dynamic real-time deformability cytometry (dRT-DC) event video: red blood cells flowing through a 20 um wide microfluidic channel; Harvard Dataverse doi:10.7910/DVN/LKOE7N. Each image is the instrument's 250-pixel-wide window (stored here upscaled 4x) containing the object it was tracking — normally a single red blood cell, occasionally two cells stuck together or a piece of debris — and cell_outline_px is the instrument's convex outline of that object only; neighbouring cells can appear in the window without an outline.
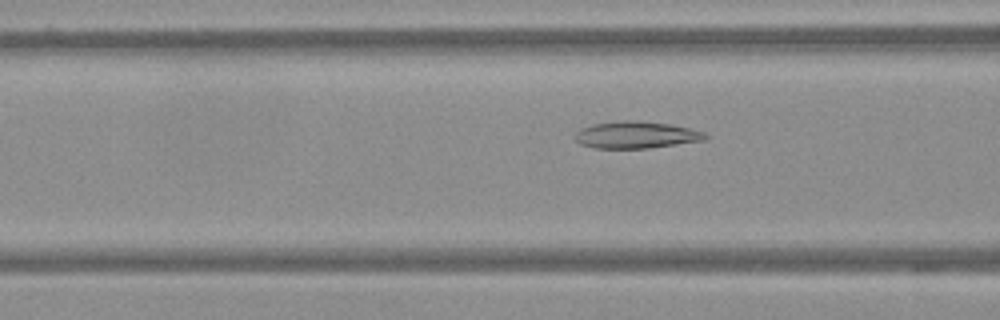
{"species": "Egyptian fruit bat (a non-hibernating species)", "species_latin": "Rousettus aegyptiacus", "temperature_condition": "warm", "stored_images_in_passage": 60, "camera_frame_rate_fps": 3000, "um_per_image_px": 0.085, "frame": {"image": 1, "passage_image": 24, "time_ms": 7.667, "image_size_px": [1000, 320], "cell_outline_px": [[708, 136], [704, 140], [648, 148], [592, 148], [580, 144], [576, 140], [576, 132], [580, 128], [592, 124], [620, 120], [640, 120], [672, 124], [704, 132]], "centroid_in_image_um": [54.04, 11.45], "position_along_channel_um": 112.6, "area_um2": 20.52}}
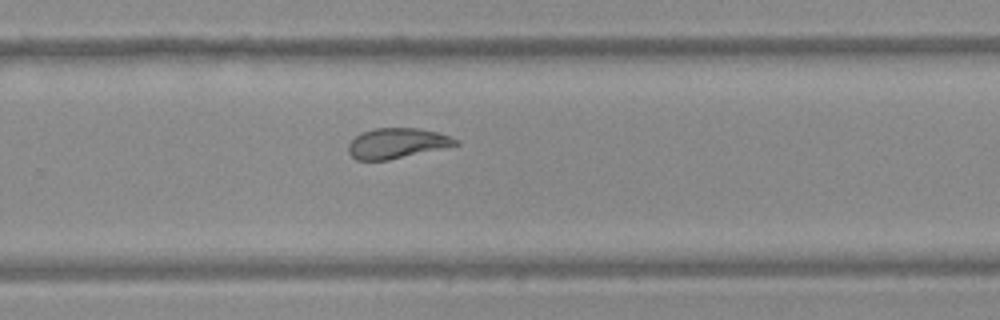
{"frame": {"image": 2, "passage_image": 40, "time_ms": 13.0, "image_size_px": [1000, 320], "cell_outline_px": [[460, 144], [388, 160], [356, 160], [348, 152], [348, 144], [356, 136], [364, 132], [376, 128], [420, 128], [436, 132], [460, 140]], "centroid_in_image_um": [33.74, 12.18], "position_along_channel_um": 296.1, "area_um2": 18.67}}
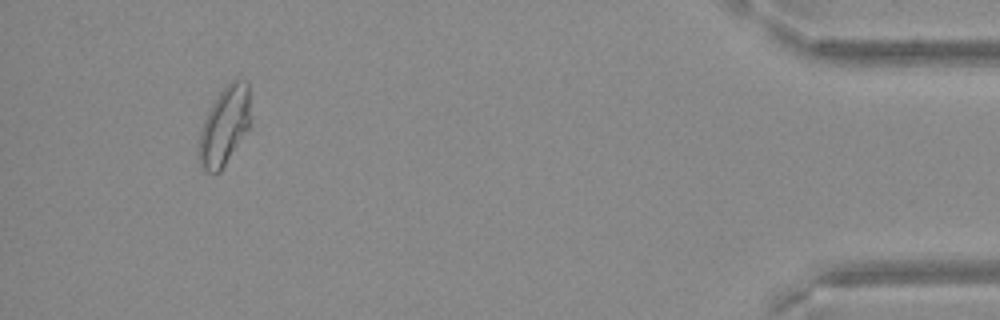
{"frame": {"image": 3, "passage_image": 56, "time_ms": 18.333, "image_size_px": [1000, 320], "cell_outline_px": [[252, 124], [220, 172], [208, 172], [200, 168], [196, 152], [200, 132], [204, 120], [212, 104], [220, 92], [232, 80], [248, 80]], "centroid_in_image_um": [19.09, 10.73], "position_along_channel_um": 416.1, "area_um2": 24.04}}